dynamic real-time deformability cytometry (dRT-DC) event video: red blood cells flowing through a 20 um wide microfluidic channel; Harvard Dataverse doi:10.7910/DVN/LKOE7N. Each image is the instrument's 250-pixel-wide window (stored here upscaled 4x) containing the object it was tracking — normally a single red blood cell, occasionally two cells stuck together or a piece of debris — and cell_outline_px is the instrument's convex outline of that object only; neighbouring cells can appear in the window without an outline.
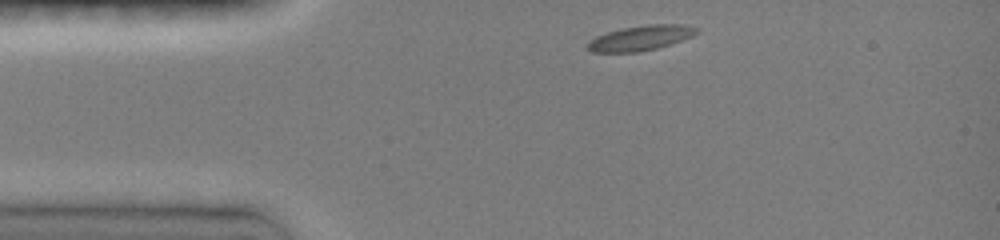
{"species": "common noctule bat (a hibernating species)", "species_latin": "Nyctalus noctula", "temperature_condition": "room temperature", "stored_images_in_passage": 4, "camera_frame_rate_fps": 3000, "um_per_image_px": 0.085, "animal": {"sex": "female", "body_mass_g": 19.0, "forearm_length_mm": 51.5}, "frame": {"image": 1, "passage_image": 1, "time_ms": 0.0, "image_size_px": [1000, 240], "cell_outline_px": [[700, 32], [692, 36], [656, 48], [636, 52], [592, 52], [584, 48], [588, 40], [596, 36], [608, 32], [624, 28], [648, 24], [684, 24], [700, 28]], "centroid_in_image_um": [54.43, 3.22], "position_along_channel_um": 30.6, "area_um2": 15.9}}